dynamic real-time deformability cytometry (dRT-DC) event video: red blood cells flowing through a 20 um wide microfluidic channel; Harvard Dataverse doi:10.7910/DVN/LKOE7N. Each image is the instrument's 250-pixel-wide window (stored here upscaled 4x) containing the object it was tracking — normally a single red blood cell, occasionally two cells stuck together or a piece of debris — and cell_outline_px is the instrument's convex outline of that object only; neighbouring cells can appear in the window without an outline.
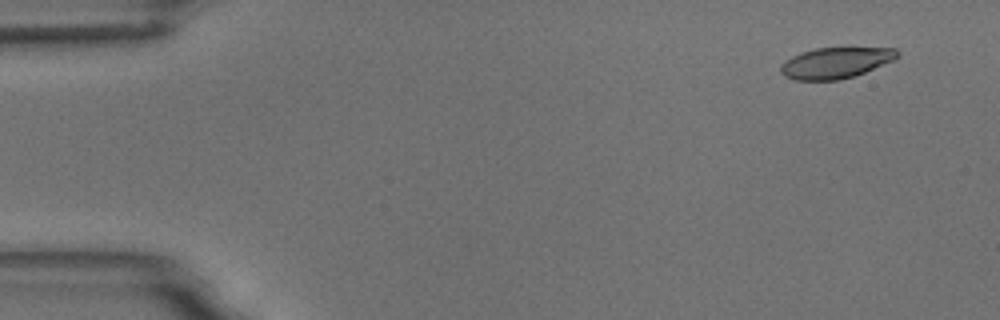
{"species": "common noctule bat (a hibernating species)", "species_latin": "Nyctalus noctula", "temperature_condition": "room temperature", "stored_images_in_passage": 8, "camera_frame_rate_fps": 3000, "um_per_image_px": 0.085, "animal": {"sex": "male", "body_mass_g": 18.8}, "frame": {"image": 1, "passage_image": 1, "time_ms": 0.0, "image_size_px": [1000, 320], "cell_outline_px": [[900, 56], [892, 60], [856, 76], [840, 80], [796, 80], [784, 76], [780, 72], [780, 64], [784, 60], [800, 52], [816, 48], [896, 48], [900, 52]], "centroid_in_image_um": [71.0, 5.34], "position_along_channel_um": 14.0, "area_um2": 21.15}}
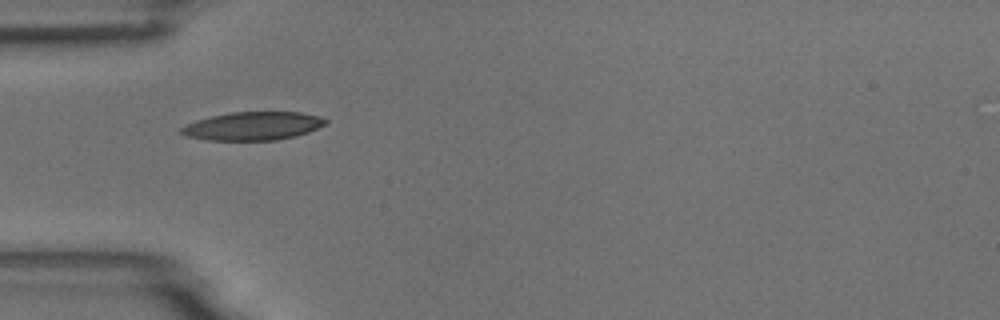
{"frame": {"image": 2, "passage_image": 4, "time_ms": 4.333, "image_size_px": [1000, 320], "cell_outline_px": [[328, 124], [308, 132], [296, 136], [276, 140], [208, 140], [184, 136], [180, 132], [180, 128], [184, 124], [196, 120], [212, 116], [232, 112], [300, 112], [320, 116], [328, 120]], "centroid_in_image_um": [21.5, 10.71], "position_along_channel_um": 63.5, "area_um2": 23.99}}
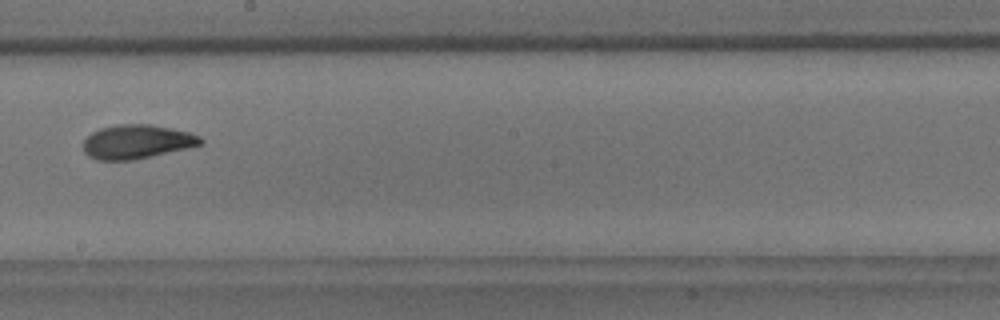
{"frame": {"image": 3, "passage_image": 8, "time_ms": 9.0, "image_size_px": [1000, 320], "cell_outline_px": [[204, 144], [188, 148], [132, 160], [96, 160], [88, 156], [84, 152], [84, 140], [92, 132], [100, 128], [116, 124], [152, 124], [172, 128], [188, 132], [200, 136], [204, 140]], "centroid_in_image_um": [11.64, 12.04], "position_along_channel_um": 236.6, "area_um2": 23.35}}